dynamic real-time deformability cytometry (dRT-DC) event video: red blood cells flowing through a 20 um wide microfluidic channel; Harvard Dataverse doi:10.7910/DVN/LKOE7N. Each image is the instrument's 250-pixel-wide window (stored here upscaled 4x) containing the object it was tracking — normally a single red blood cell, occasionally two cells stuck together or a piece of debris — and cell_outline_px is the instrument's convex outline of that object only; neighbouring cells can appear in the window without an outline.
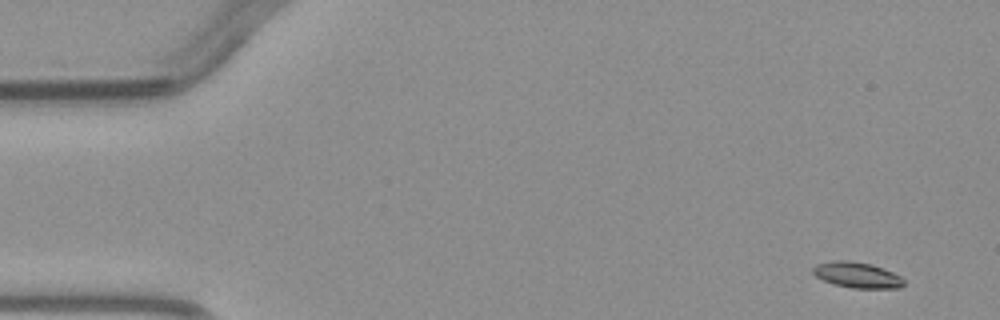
{"species": "common noctule bat (a hibernating species)", "species_latin": "Nyctalus noctula", "temperature_condition": "warm", "stored_images_in_passage": 4, "camera_frame_rate_fps": 3000, "um_per_image_px": 0.085, "animal": {"sex": "male", "body_mass_g": 23.1, "forearm_length_mm": 52.7}, "frame": {"image": 1, "passage_image": 1, "time_ms": 0.0, "image_size_px": [1000, 320], "cell_outline_px": [[904, 284], [900, 288], [852, 288], [836, 284], [824, 280], [816, 276], [812, 272], [812, 268], [816, 264], [832, 260], [848, 260], [872, 264], [892, 272], [900, 276], [904, 280]], "centroid_in_image_um": [72.85, 23.36], "position_along_channel_um": 12.2, "area_um2": 13.58}}
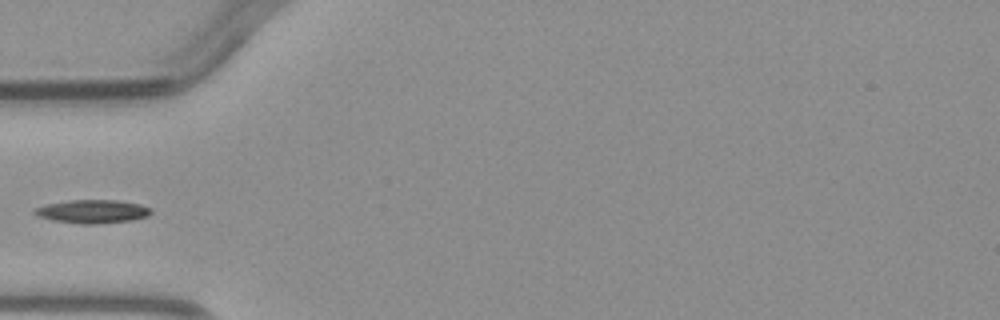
{"frame": {"image": 2, "passage_image": 4, "time_ms": 4.333, "image_size_px": [1000, 320], "cell_outline_px": [[152, 212], [148, 216], [132, 220], [96, 224], [84, 224], [52, 220], [36, 216], [32, 212], [32, 208], [48, 204], [68, 200], [120, 200], [140, 204], [152, 208]], "centroid_in_image_um": [7.85, 17.97], "position_along_channel_um": 77.1, "area_um2": 16.07}}